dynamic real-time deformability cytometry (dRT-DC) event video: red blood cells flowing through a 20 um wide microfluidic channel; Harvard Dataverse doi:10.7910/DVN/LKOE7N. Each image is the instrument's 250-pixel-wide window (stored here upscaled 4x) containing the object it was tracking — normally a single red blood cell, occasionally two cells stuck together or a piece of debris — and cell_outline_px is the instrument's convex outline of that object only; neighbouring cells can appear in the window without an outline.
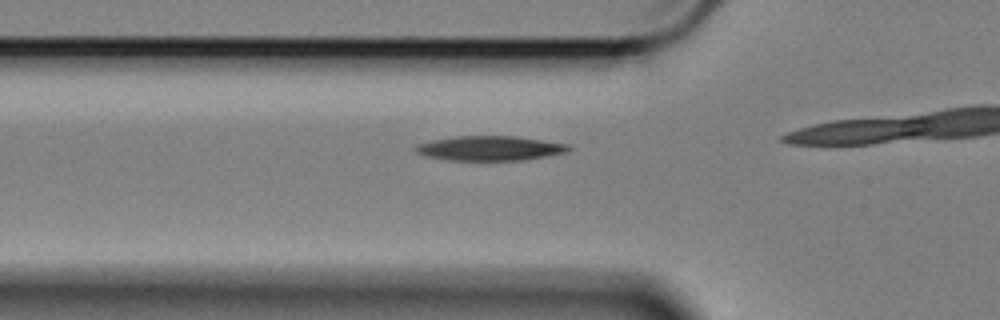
{"species": "Egyptian fruit bat (a non-hibernating species)", "species_latin": "Rousettus aegyptiacus", "temperature_condition": "cold", "stored_images_in_passage": 6, "camera_frame_rate_fps": 3000, "um_per_image_px": 0.085, "animal": {"sex": "female"}, "frame": {"image": 1, "passage_image": 2, "time_ms": 0.333, "image_size_px": [1000, 320], "cell_outline_px": [[572, 148], [568, 152], [524, 160], [448, 160], [428, 156], [416, 152], [412, 148], [416, 144], [432, 140], [456, 136], [516, 136], [568, 144]], "centroid_in_image_um": [41.64, 12.6], "position_along_channel_um": 84.2, "area_um2": 21.96}}
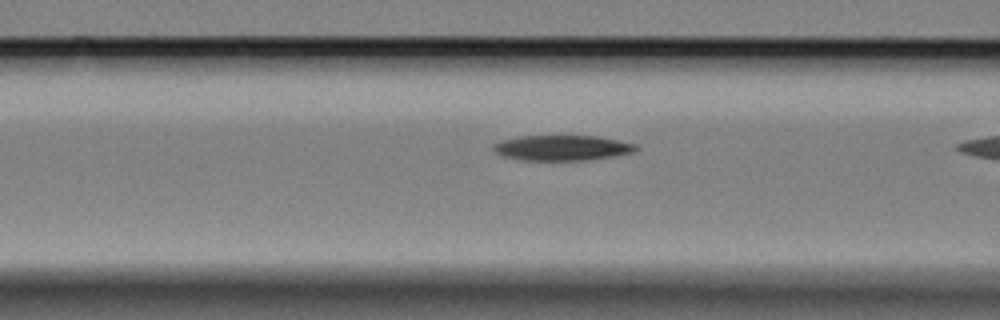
{"frame": {"image": 2, "passage_image": 5, "time_ms": 1.333, "image_size_px": [1000, 320], "cell_outline_px": [[640, 148], [636, 152], [616, 156], [588, 160], [524, 160], [504, 156], [496, 152], [492, 148], [492, 144], [504, 140], [520, 136], [596, 136], [636, 144]], "centroid_in_image_um": [47.83, 12.57], "position_along_channel_um": 118.8, "area_um2": 20.98}}